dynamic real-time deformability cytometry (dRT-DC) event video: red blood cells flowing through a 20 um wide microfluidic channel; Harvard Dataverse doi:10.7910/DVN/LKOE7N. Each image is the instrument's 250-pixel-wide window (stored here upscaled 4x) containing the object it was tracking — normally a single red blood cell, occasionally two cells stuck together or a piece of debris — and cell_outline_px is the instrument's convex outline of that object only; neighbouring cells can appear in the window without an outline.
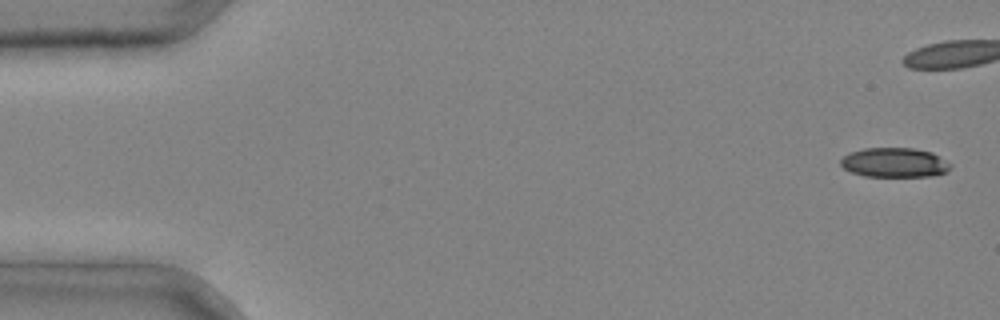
{"species": "common noctule bat (a hibernating species)", "species_latin": "Nyctalus noctula", "temperature_condition": "cold", "stored_images_in_passage": 5, "segment_of_instrument_passage": [1, 2], "camera_frame_rate_fps": 3000, "um_per_image_px": 0.085, "animal": {"sex": "male", "body_mass_g": 20.4}, "frame": {"image": 1, "passage_image": 1, "time_ms": 0.0, "image_size_px": [1000, 320], "cell_outline_px": [[952, 168], [948, 172], [932, 176], [864, 176], [852, 172], [844, 168], [840, 164], [840, 160], [848, 152], [864, 148], [912, 148], [932, 152], [952, 164]], "centroid_in_image_um": [76.05, 13.81], "position_along_channel_um": 8.9, "area_um2": 19.02}}
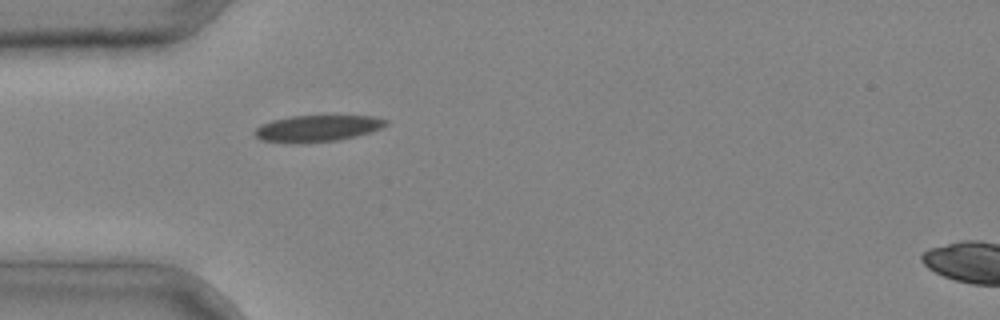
{"frame": {"image": 2, "passage_image": 4, "time_ms": 1.0, "image_size_px": [1000, 320], "cell_outline_px": [[388, 124], [380, 128], [356, 136], [336, 140], [300, 144], [292, 144], [260, 140], [252, 132], [260, 124], [272, 120], [292, 116], [372, 116], [388, 120]], "centroid_in_image_um": [26.9, 10.92], "position_along_channel_um": 58.1, "area_um2": 20.35}}